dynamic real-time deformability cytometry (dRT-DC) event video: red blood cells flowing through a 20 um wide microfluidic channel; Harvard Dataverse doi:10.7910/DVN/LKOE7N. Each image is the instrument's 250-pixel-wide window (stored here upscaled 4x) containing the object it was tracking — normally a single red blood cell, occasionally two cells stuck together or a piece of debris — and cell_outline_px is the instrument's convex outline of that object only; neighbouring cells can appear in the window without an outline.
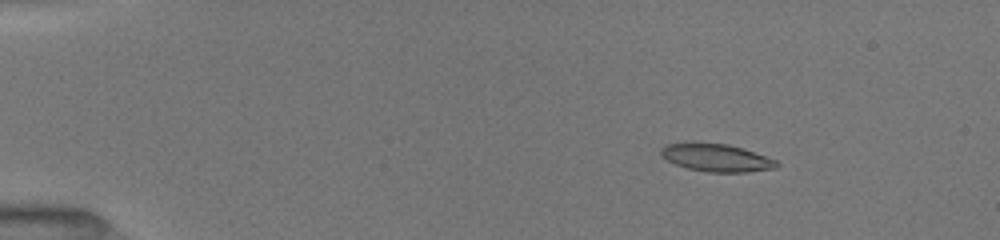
{"species": "common noctule bat (a hibernating species)", "species_latin": "Nyctalus noctula", "temperature_condition": "room temperature", "stored_images_in_passage": 18, "camera_frame_rate_fps": 3000, "um_per_image_px": 0.085, "animal": {"sex": "female", "body_mass_g": 19.5, "forearm_length_mm": 54.1}, "frame": {"image": 1, "passage_image": 5, "time_ms": 1.333, "image_size_px": [1000, 240], "cell_outline_px": [[780, 164], [776, 168], [748, 172], [708, 172], [688, 168], [676, 164], [660, 156], [660, 148], [668, 144], [692, 140], [696, 140], [728, 144], [744, 148], [776, 160]], "centroid_in_image_um": [60.86, 13.36], "position_along_channel_um": 24.1, "area_um2": 19.25}}
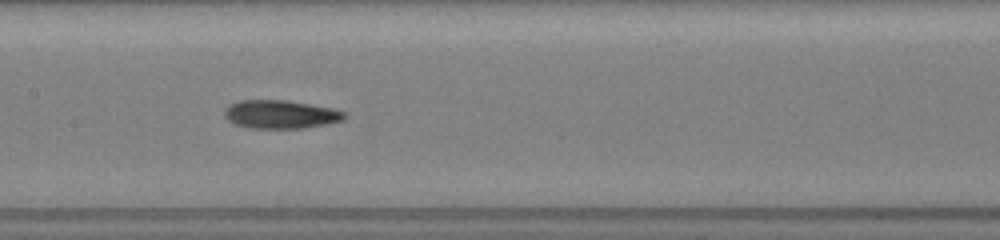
{"frame": {"image": 2, "passage_image": 13, "time_ms": 4.0, "image_size_px": [1000, 240], "cell_outline_px": [[348, 116], [344, 120], [328, 124], [304, 128], [252, 128], [236, 124], [228, 120], [224, 116], [224, 108], [228, 104], [240, 100], [288, 100], [332, 108], [344, 112]], "centroid_in_image_um": [23.85, 9.71], "position_along_channel_um": 183.5, "area_um2": 20.0}}
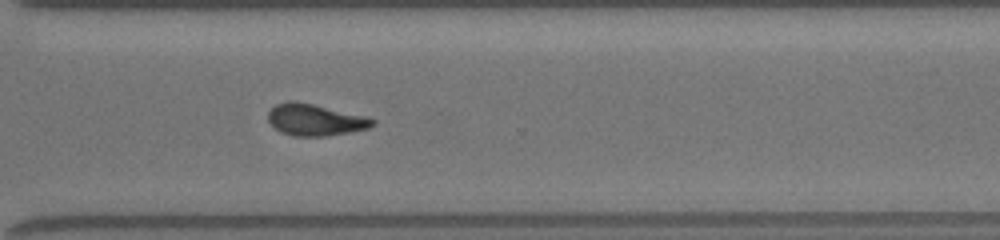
{"frame": {"image": 3, "passage_image": 18, "time_ms": 5.667, "image_size_px": [1000, 240], "cell_outline_px": [[376, 124], [368, 128], [348, 132], [324, 136], [292, 136], [280, 132], [268, 120], [268, 112], [276, 104], [292, 100], [312, 104], [364, 116], [376, 120]], "centroid_in_image_um": [26.76, 10.19], "position_along_channel_um": 343.8, "area_um2": 18.96}}